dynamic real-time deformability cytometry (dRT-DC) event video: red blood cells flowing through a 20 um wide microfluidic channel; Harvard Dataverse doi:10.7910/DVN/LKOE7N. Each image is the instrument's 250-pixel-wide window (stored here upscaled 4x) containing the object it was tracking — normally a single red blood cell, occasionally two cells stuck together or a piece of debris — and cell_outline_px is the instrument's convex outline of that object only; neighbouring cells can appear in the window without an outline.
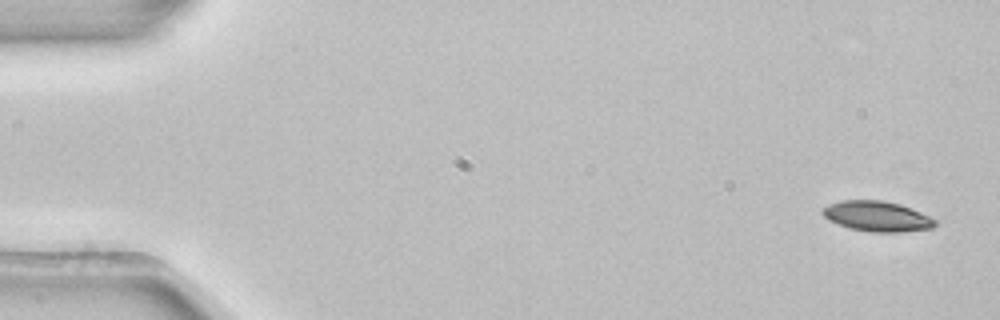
{"species": "common noctule bat (a hibernating species)", "species_latin": "Nyctalus noctula", "temperature_condition": "room temperature", "stored_images_in_passage": 5, "camera_frame_rate_fps": 3000, "um_per_image_px": 0.085, "animal": {"sex": "female", "body_mass_g": 22.7, "forearm_length_mm": 54.2}, "frame": {"image": 1, "passage_image": 1, "time_ms": 0.0, "image_size_px": [1000, 320], "cell_outline_px": [[936, 224], [932, 228], [900, 232], [872, 232], [852, 228], [828, 220], [820, 212], [828, 204], [840, 200], [884, 200], [900, 204], [920, 212], [936, 220]], "centroid_in_image_um": [74.54, 18.37], "position_along_channel_um": 10.5, "area_um2": 19.71}}
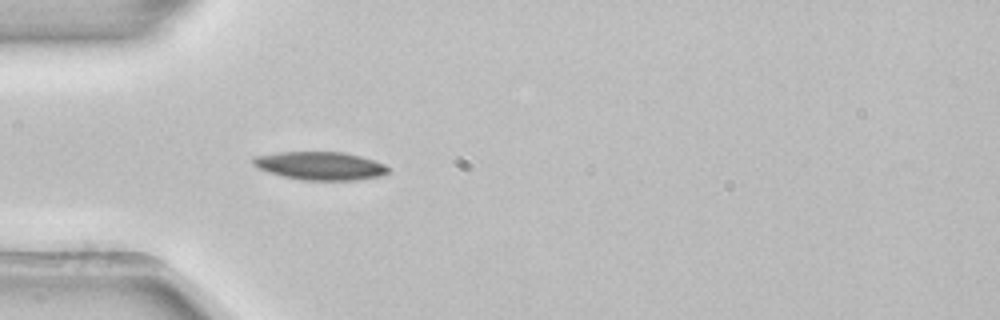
{"frame": {"image": 2, "passage_image": 5, "time_ms": 1.333, "image_size_px": [1000, 320], "cell_outline_px": [[388, 172], [380, 176], [356, 180], [304, 180], [284, 176], [268, 172], [252, 164], [252, 156], [280, 152], [344, 152], [360, 156], [384, 164], [388, 168]], "centroid_in_image_um": [27.19, 14.09], "position_along_channel_um": 57.8, "area_um2": 22.02}}